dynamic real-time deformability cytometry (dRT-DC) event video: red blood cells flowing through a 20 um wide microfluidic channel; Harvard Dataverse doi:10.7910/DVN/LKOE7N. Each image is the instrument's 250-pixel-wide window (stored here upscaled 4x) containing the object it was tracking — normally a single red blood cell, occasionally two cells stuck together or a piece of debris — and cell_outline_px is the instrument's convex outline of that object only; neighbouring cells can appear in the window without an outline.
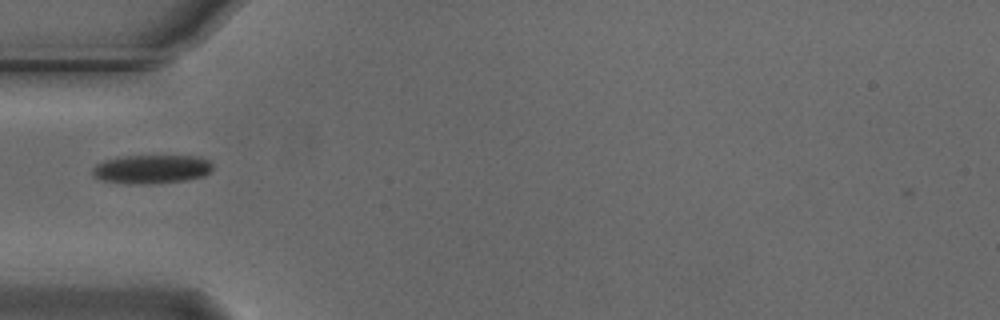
{"species": "Egyptian fruit bat (a non-hibernating species)", "species_latin": "Rousettus aegyptiacus", "temperature_condition": "cold", "stored_images_in_passage": 38, "camera_frame_rate_fps": 3000, "um_per_image_px": 0.085, "animal": {"sex": "male"}, "frame": {"image": 1, "passage_image": 1, "time_ms": 0.0, "image_size_px": [1000, 320], "cell_outline_px": [[212, 168], [204, 176], [188, 180], [152, 184], [128, 184], [100, 180], [92, 176], [92, 168], [96, 164], [104, 160], [120, 156], [200, 156], [208, 160], [212, 164]], "centroid_in_image_um": [12.85, 14.38], "position_along_channel_um": 72.2, "area_um2": 20.46}}
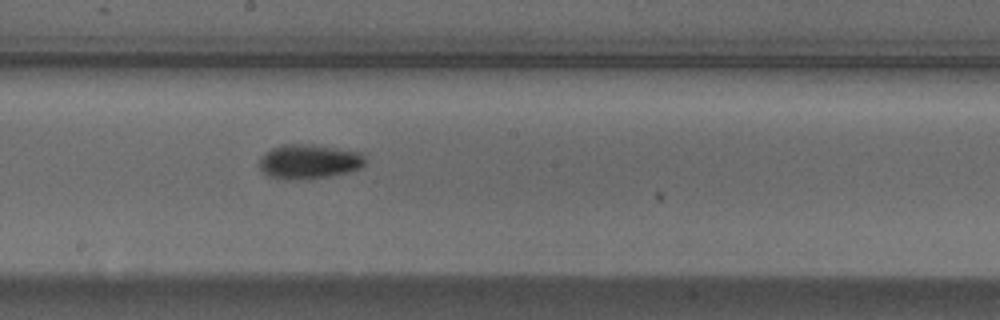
{"frame": {"image": 2, "passage_image": 13, "time_ms": 4.0, "image_size_px": [1000, 320], "cell_outline_px": [[364, 164], [360, 168], [348, 172], [308, 180], [284, 180], [268, 176], [260, 168], [260, 156], [264, 152], [280, 144], [308, 144], [360, 152], [364, 156]], "centroid_in_image_um": [26.21, 13.75], "position_along_channel_um": 222.0, "area_um2": 21.39}}
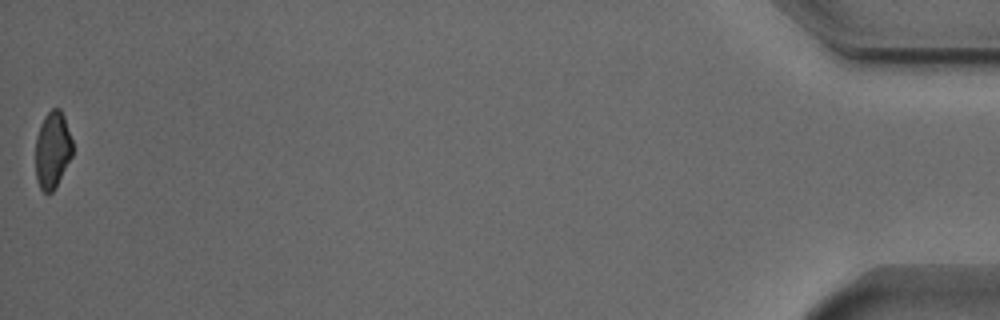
{"frame": {"image": 3, "passage_image": 38, "time_ms": 12.333, "image_size_px": [1000, 320], "cell_outline_px": [[72, 156], [52, 192], [44, 192], [40, 188], [36, 180], [36, 136], [40, 124], [44, 116], [52, 108], [60, 108], [64, 116], [72, 140]], "centroid_in_image_um": [4.45, 12.71], "position_along_channel_um": 430.7, "area_um2": 16.47}}